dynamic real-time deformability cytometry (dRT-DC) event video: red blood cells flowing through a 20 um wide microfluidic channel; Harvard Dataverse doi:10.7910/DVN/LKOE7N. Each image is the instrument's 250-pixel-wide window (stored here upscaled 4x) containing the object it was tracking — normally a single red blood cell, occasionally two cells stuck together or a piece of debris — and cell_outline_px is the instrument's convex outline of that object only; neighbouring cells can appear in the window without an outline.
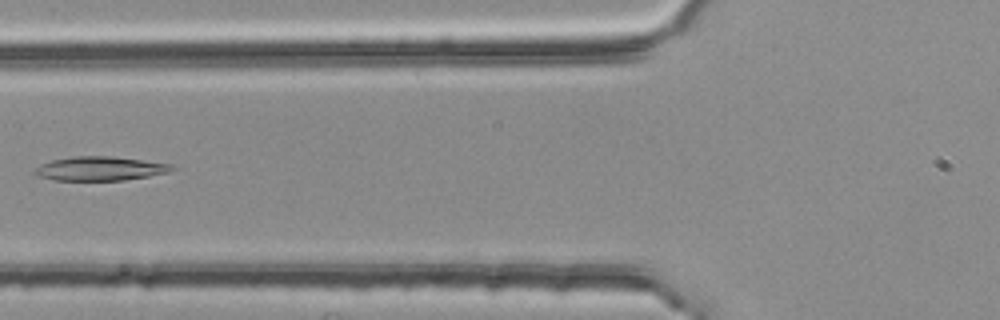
{"species": "common noctule bat (a hibernating species)", "species_latin": "Nyctalus noctula", "temperature_condition": "room temperature", "stored_images_in_passage": 5, "segment_of_instrument_passage": [2, 2], "camera_frame_rate_fps": 3000, "um_per_image_px": 0.085, "animal": {"sex": "female", "body_mass_g": 25.1}, "frame": {"image": 1, "passage_image": 5, "time_ms": 1.333, "image_size_px": [1000, 320], "cell_outline_px": [[176, 168], [172, 172], [124, 180], [56, 180], [36, 176], [32, 172], [32, 168], [40, 164], [52, 160], [72, 156], [112, 156], [144, 160], [172, 164]], "centroid_in_image_um": [8.49, 14.32], "position_along_channel_um": 117.3, "area_um2": 19.48}}